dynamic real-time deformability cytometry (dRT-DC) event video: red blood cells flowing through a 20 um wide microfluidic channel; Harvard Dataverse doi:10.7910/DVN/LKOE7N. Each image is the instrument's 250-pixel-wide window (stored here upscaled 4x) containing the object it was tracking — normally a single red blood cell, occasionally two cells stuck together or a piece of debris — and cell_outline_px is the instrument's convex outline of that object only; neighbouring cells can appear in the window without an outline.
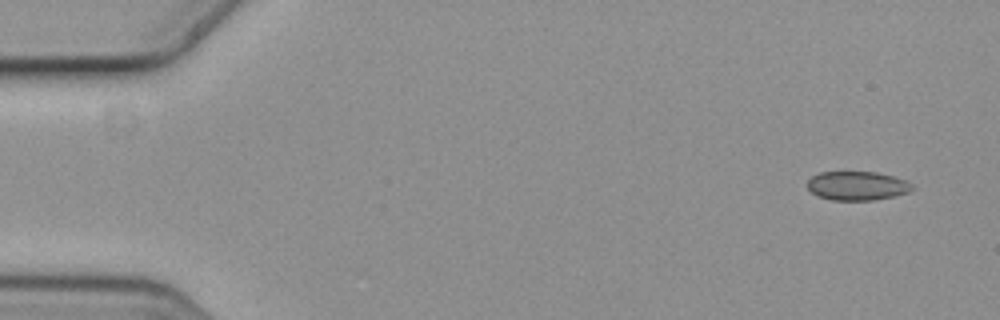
{"species": "common noctule bat (a hibernating species)", "species_latin": "Nyctalus noctula", "temperature_condition": "cold", "stored_images_in_passage": 6, "camera_frame_rate_fps": 3000, "um_per_image_px": 0.085, "animal": {"sex": "female", "body_mass_g": 19.3, "forearm_length_mm": 54.1}, "frame": {"image": 1, "passage_image": 1, "time_ms": 0.0, "image_size_px": [1000, 320], "cell_outline_px": [[912, 188], [908, 192], [896, 196], [872, 200], [832, 200], [820, 196], [812, 192], [808, 188], [808, 180], [812, 176], [820, 172], [876, 172], [892, 176], [904, 180], [912, 184]], "centroid_in_image_um": [72.85, 15.79], "position_along_channel_um": 12.1, "area_um2": 17.46}}
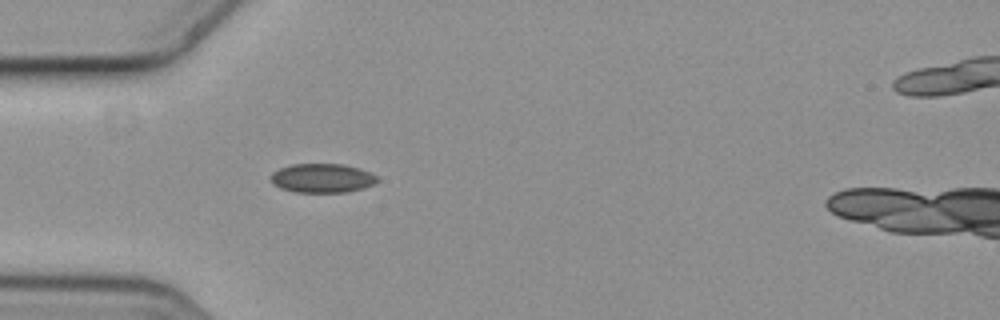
{"frame": {"image": 2, "passage_image": 5, "time_ms": 1.333, "image_size_px": [1000, 320], "cell_outline_px": [[380, 180], [364, 188], [348, 192], [296, 192], [280, 188], [272, 184], [268, 176], [272, 172], [280, 168], [292, 164], [344, 164], [360, 168], [376, 176]], "centroid_in_image_um": [27.35, 15.14], "position_along_channel_um": 57.6, "area_um2": 18.21}}